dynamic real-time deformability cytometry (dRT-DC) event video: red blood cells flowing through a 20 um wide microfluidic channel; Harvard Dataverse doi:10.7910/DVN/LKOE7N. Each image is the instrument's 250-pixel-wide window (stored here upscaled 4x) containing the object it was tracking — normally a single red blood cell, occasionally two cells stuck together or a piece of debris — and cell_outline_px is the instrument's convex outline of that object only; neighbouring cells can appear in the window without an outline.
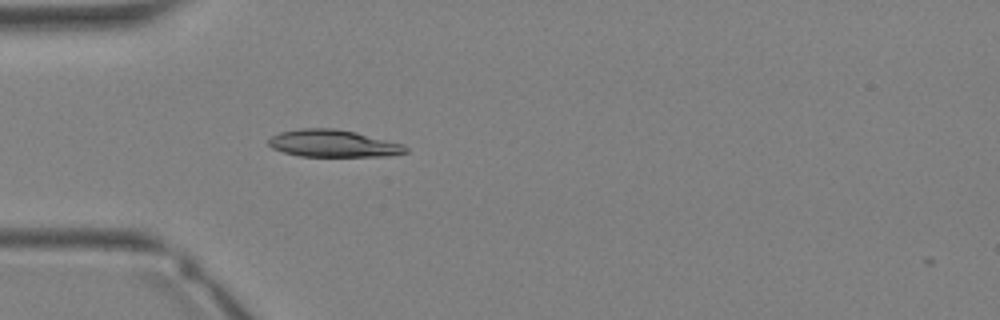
{"species": "Egyptian fruit bat (a non-hibernating species)", "species_latin": "Rousettus aegyptiacus", "temperature_condition": "warm", "stored_images_in_passage": 25, "camera_frame_rate_fps": 3000, "um_per_image_px": 0.085, "animal": {"sex": "female"}, "frame": {"image": 1, "passage_image": 1, "time_ms": 0.0, "image_size_px": [1000, 320], "cell_outline_px": [[408, 152], [388, 156], [300, 156], [284, 152], [272, 148], [268, 144], [268, 140], [272, 136], [280, 132], [300, 128], [332, 128], [356, 132], [404, 144], [408, 148]], "centroid_in_image_um": [28.34, 12.19], "position_along_channel_um": 56.7, "area_um2": 21.73}}
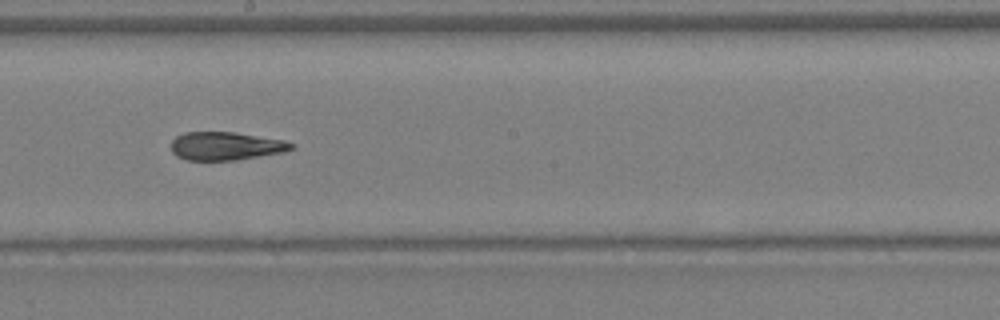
{"frame": {"image": 2, "passage_image": 10, "time_ms": 3.0, "image_size_px": [1000, 320], "cell_outline_px": [[296, 148], [284, 152], [236, 160], [188, 160], [176, 156], [172, 152], [172, 140], [176, 136], [184, 132], [236, 132], [284, 140], [296, 144]], "centroid_in_image_um": [19.23, 12.41], "position_along_channel_um": 229.0, "area_um2": 19.94}}
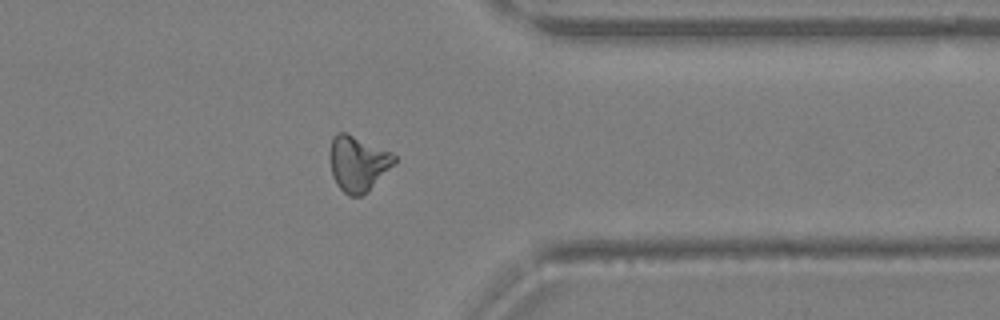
{"frame": {"image": 3, "passage_image": 18, "time_ms": 5.667, "image_size_px": [1000, 320], "cell_outline_px": [[396, 164], [368, 192], [360, 196], [348, 196], [336, 184], [332, 176], [328, 152], [332, 136], [336, 132], [344, 132], [392, 152], [396, 156]], "centroid_in_image_um": [30.42, 13.91], "position_along_channel_um": 381.0, "area_um2": 21.27}}